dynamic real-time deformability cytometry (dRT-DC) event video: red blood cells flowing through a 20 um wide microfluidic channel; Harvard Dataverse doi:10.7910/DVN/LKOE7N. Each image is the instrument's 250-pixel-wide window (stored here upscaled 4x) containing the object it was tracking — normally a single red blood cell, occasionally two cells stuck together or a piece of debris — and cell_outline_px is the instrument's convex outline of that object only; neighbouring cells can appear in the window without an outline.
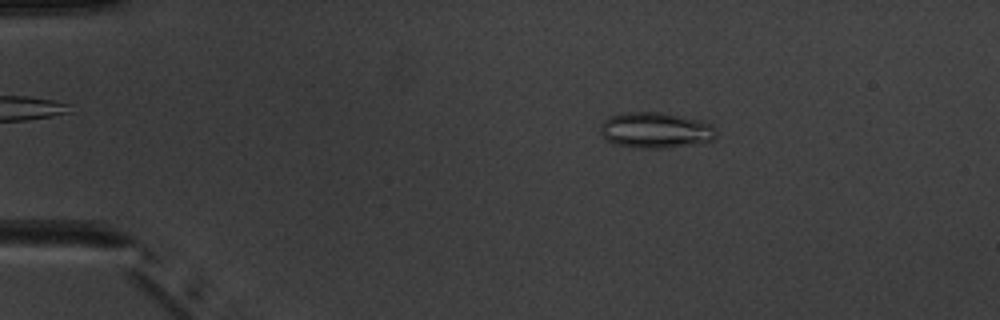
{"species": "common noctule bat (a hibernating species)", "species_latin": "Nyctalus noctula", "temperature_condition": "warm", "stored_images_in_passage": 3, "camera_frame_rate_fps": 3000, "um_per_image_px": 0.085, "animal": {"sex": "male", "body_mass_g": 20.1, "forearm_length_mm": 53.5}, "frame": {"image": 1, "passage_image": 1, "time_ms": 0.0, "image_size_px": [1000, 320], "cell_outline_px": [[716, 136], [712, 140], [704, 144], [660, 148], [644, 148], [612, 144], [600, 132], [600, 124], [604, 120], [612, 116], [624, 112], [656, 112], [700, 120], [712, 124], [716, 128]], "centroid_in_image_um": [55.76, 11.08], "position_along_channel_um": 29.2, "area_um2": 24.22}}